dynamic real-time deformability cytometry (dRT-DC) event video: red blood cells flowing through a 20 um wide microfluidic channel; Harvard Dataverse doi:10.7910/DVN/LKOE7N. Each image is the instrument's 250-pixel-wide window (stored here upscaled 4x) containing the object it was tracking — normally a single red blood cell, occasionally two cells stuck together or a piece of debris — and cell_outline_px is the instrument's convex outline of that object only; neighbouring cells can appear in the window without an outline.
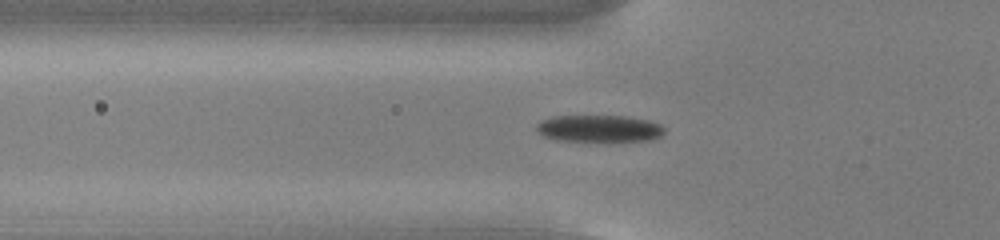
{"species": "common noctule bat (a hibernating species)", "species_latin": "Nyctalus noctula", "temperature_condition": "cold", "stored_images_in_passage": 52, "camera_frame_rate_fps": 3000, "um_per_image_px": 0.085, "animal": {"sex": "male", "body_mass_g": 13.0, "forearm_length_mm": 53.1}, "frame": {"image": 1, "passage_image": 16, "time_ms": 5.0, "image_size_px": [1000, 240], "cell_outline_px": [[664, 132], [660, 136], [652, 140], [560, 140], [544, 136], [536, 128], [536, 124], [540, 120], [552, 116], [628, 116], [652, 120], [660, 124], [664, 128]], "centroid_in_image_um": [50.96, 10.89], "position_along_channel_um": 74.8, "area_um2": 19.88}}
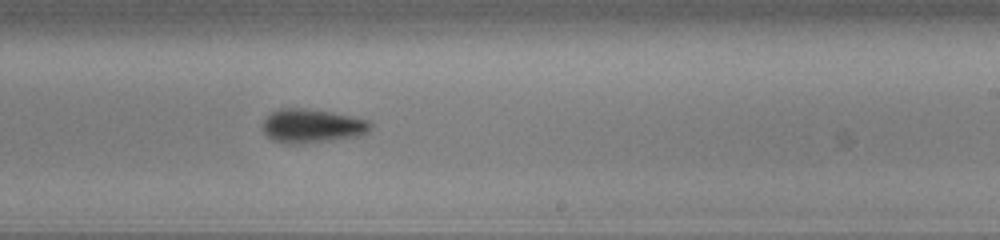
{"frame": {"image": 2, "passage_image": 31, "time_ms": 10.0, "image_size_px": [1000, 240], "cell_outline_px": [[372, 128], [368, 132], [360, 136], [304, 144], [288, 144], [272, 140], [260, 128], [264, 120], [272, 112], [280, 108], [304, 108], [332, 112], [352, 116], [368, 120], [372, 124]], "centroid_in_image_um": [26.53, 10.71], "position_along_channel_um": 262.5, "area_um2": 21.56}}
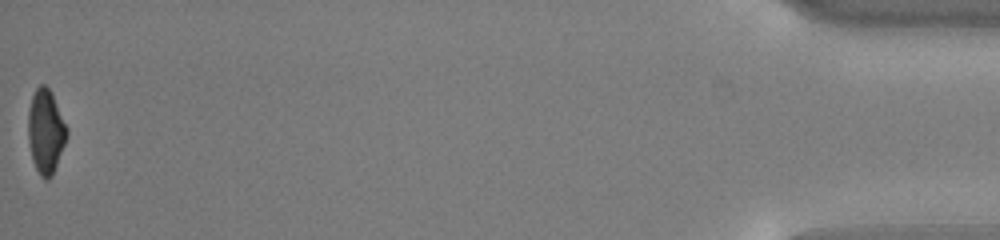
{"frame": {"image": 3, "passage_image": 52, "time_ms": 17.0, "image_size_px": [1000, 240], "cell_outline_px": [[68, 136], [52, 176], [48, 180], [44, 180], [40, 176], [32, 160], [28, 140], [28, 112], [32, 96], [36, 88], [40, 84], [44, 84], [52, 92], [68, 128]], "centroid_in_image_um": [3.89, 11.17], "position_along_channel_um": 431.3, "area_um2": 19.19}, "authors_computed_cell_mechanics": {"area_um2": 20.1722, "velocity_mm_per_s": 3.7636, "shape_relaxation_time_tau1_ms": 3.6697, "shape_relaxation_time_tau2_ms": 9.7304, "deformation_change_tau1": 0.1138, "deformation_change_tau2": 0.1379}}